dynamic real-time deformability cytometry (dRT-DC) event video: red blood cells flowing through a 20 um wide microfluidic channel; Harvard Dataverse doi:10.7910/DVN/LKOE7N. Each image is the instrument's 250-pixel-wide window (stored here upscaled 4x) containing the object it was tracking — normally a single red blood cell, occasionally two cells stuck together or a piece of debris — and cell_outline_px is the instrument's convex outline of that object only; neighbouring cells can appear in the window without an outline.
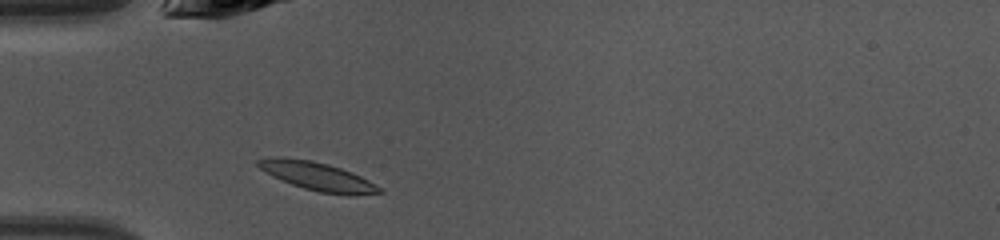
{"species": "common noctule bat (a hibernating species)", "species_latin": "Nyctalus noctula", "temperature_condition": "warm", "stored_images_in_passage": 33, "camera_frame_rate_fps": 3000, "um_per_image_px": 0.085, "animal": {"sex": "female", "body_mass_g": 10.0, "forearm_length_mm": 53.1}, "frame": {"image": 1, "passage_image": 1, "time_ms": 0.0, "image_size_px": [1000, 240], "cell_outline_px": [[384, 192], [356, 196], [348, 196], [320, 192], [304, 188], [280, 180], [272, 176], [260, 168], [256, 164], [256, 160], [268, 156], [276, 156], [312, 160], [328, 164], [352, 172], [368, 180], [380, 188]], "centroid_in_image_um": [26.96, 14.98], "position_along_channel_um": 58.0, "area_um2": 20.23}}
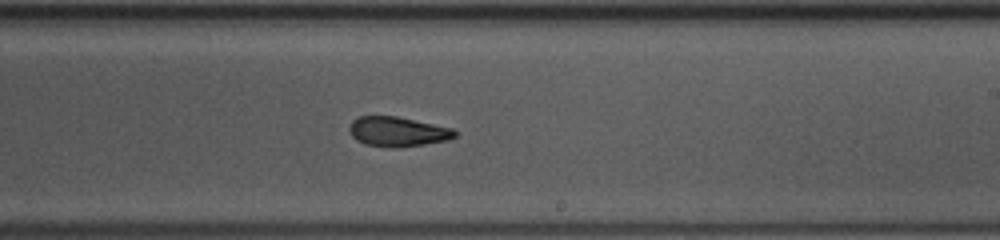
{"frame": {"image": 2, "passage_image": 15, "time_ms": 4.667, "image_size_px": [1000, 240], "cell_outline_px": [[456, 136], [448, 140], [424, 144], [396, 148], [364, 144], [356, 140], [348, 132], [348, 128], [352, 120], [360, 116], [396, 116], [452, 128], [456, 132]], "centroid_in_image_um": [33.76, 11.19], "position_along_channel_um": 255.2, "area_um2": 18.26}}
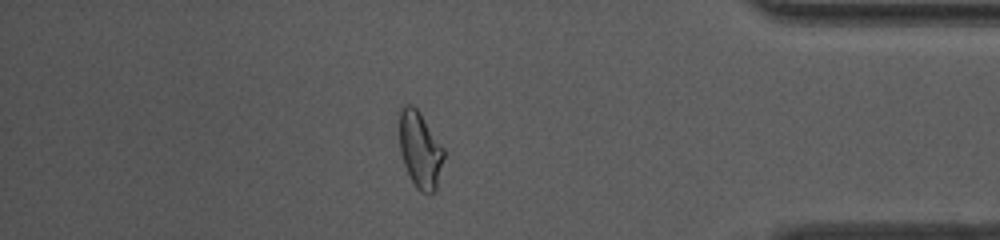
{"frame": {"image": 3, "passage_image": 27, "time_ms": 8.667, "image_size_px": [1000, 240], "cell_outline_px": [[444, 156], [436, 188], [428, 196], [420, 192], [416, 188], [404, 164], [400, 152], [400, 108], [404, 104], [412, 104], [420, 112], [444, 148]], "centroid_in_image_um": [35.7, 12.73], "position_along_channel_um": 399.5, "area_um2": 19.71}, "authors_computed_cell_mechanics": {"area_um2": 19.1318, "velocity_mm_per_s": 4.3118, "shape_relaxation_time_tau1_ms": 5.4677, "shape_relaxation_time_tau2_ms": 1.9331, "deformation_change_tau1": 0.1967, "deformation_change_tau2": 0.0969}}